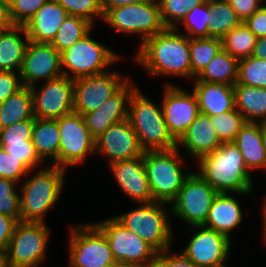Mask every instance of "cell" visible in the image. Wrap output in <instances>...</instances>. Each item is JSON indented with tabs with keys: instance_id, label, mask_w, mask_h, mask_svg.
Here are the masks:
<instances>
[{
	"instance_id": "1",
	"label": "cell",
	"mask_w": 266,
	"mask_h": 267,
	"mask_svg": "<svg viewBox=\"0 0 266 267\" xmlns=\"http://www.w3.org/2000/svg\"><path fill=\"white\" fill-rule=\"evenodd\" d=\"M133 59L150 76L191 78L190 38L175 28H166L140 43Z\"/></svg>"
},
{
	"instance_id": "2",
	"label": "cell",
	"mask_w": 266,
	"mask_h": 267,
	"mask_svg": "<svg viewBox=\"0 0 266 267\" xmlns=\"http://www.w3.org/2000/svg\"><path fill=\"white\" fill-rule=\"evenodd\" d=\"M197 163V173L218 193L246 196L252 193V172L233 142L222 143L215 151L200 157Z\"/></svg>"
},
{
	"instance_id": "3",
	"label": "cell",
	"mask_w": 266,
	"mask_h": 267,
	"mask_svg": "<svg viewBox=\"0 0 266 267\" xmlns=\"http://www.w3.org/2000/svg\"><path fill=\"white\" fill-rule=\"evenodd\" d=\"M65 173L66 169L50 164L20 185L21 222L46 223V213L63 193Z\"/></svg>"
},
{
	"instance_id": "4",
	"label": "cell",
	"mask_w": 266,
	"mask_h": 267,
	"mask_svg": "<svg viewBox=\"0 0 266 267\" xmlns=\"http://www.w3.org/2000/svg\"><path fill=\"white\" fill-rule=\"evenodd\" d=\"M128 121L144 152L177 148V141L168 131L161 105H156L139 88L130 97Z\"/></svg>"
},
{
	"instance_id": "5",
	"label": "cell",
	"mask_w": 266,
	"mask_h": 267,
	"mask_svg": "<svg viewBox=\"0 0 266 267\" xmlns=\"http://www.w3.org/2000/svg\"><path fill=\"white\" fill-rule=\"evenodd\" d=\"M179 149L143 153L147 179L155 202L170 205L191 173L185 174Z\"/></svg>"
},
{
	"instance_id": "6",
	"label": "cell",
	"mask_w": 266,
	"mask_h": 267,
	"mask_svg": "<svg viewBox=\"0 0 266 267\" xmlns=\"http://www.w3.org/2000/svg\"><path fill=\"white\" fill-rule=\"evenodd\" d=\"M167 205L155 201L140 203L135 209L114 217L159 253L173 246L174 234L168 218L172 214L171 209L166 210Z\"/></svg>"
},
{
	"instance_id": "7",
	"label": "cell",
	"mask_w": 266,
	"mask_h": 267,
	"mask_svg": "<svg viewBox=\"0 0 266 267\" xmlns=\"http://www.w3.org/2000/svg\"><path fill=\"white\" fill-rule=\"evenodd\" d=\"M113 49L104 46L90 36V32L71 47L61 52L63 75L76 80L91 75H98L108 70V66L120 59Z\"/></svg>"
},
{
	"instance_id": "8",
	"label": "cell",
	"mask_w": 266,
	"mask_h": 267,
	"mask_svg": "<svg viewBox=\"0 0 266 267\" xmlns=\"http://www.w3.org/2000/svg\"><path fill=\"white\" fill-rule=\"evenodd\" d=\"M103 21L117 32L124 33L125 37L138 34L142 38L141 43L167 28L162 21L157 0L109 9L104 13Z\"/></svg>"
},
{
	"instance_id": "9",
	"label": "cell",
	"mask_w": 266,
	"mask_h": 267,
	"mask_svg": "<svg viewBox=\"0 0 266 267\" xmlns=\"http://www.w3.org/2000/svg\"><path fill=\"white\" fill-rule=\"evenodd\" d=\"M68 267H106L115 262L110 244L94 223L70 227Z\"/></svg>"
},
{
	"instance_id": "10",
	"label": "cell",
	"mask_w": 266,
	"mask_h": 267,
	"mask_svg": "<svg viewBox=\"0 0 266 267\" xmlns=\"http://www.w3.org/2000/svg\"><path fill=\"white\" fill-rule=\"evenodd\" d=\"M46 223L18 222L7 248L10 267H39L50 238Z\"/></svg>"
},
{
	"instance_id": "11",
	"label": "cell",
	"mask_w": 266,
	"mask_h": 267,
	"mask_svg": "<svg viewBox=\"0 0 266 267\" xmlns=\"http://www.w3.org/2000/svg\"><path fill=\"white\" fill-rule=\"evenodd\" d=\"M217 194L196 171H192L176 199L169 205L172 216L178 217L190 227L201 226L205 223Z\"/></svg>"
},
{
	"instance_id": "12",
	"label": "cell",
	"mask_w": 266,
	"mask_h": 267,
	"mask_svg": "<svg viewBox=\"0 0 266 267\" xmlns=\"http://www.w3.org/2000/svg\"><path fill=\"white\" fill-rule=\"evenodd\" d=\"M94 224L108 239L116 261L127 262L137 267H149L154 261L158 252L123 226L114 216Z\"/></svg>"
},
{
	"instance_id": "13",
	"label": "cell",
	"mask_w": 266,
	"mask_h": 267,
	"mask_svg": "<svg viewBox=\"0 0 266 267\" xmlns=\"http://www.w3.org/2000/svg\"><path fill=\"white\" fill-rule=\"evenodd\" d=\"M60 131L58 167L67 169L95 153V139L82 115L72 112L57 119Z\"/></svg>"
},
{
	"instance_id": "14",
	"label": "cell",
	"mask_w": 266,
	"mask_h": 267,
	"mask_svg": "<svg viewBox=\"0 0 266 267\" xmlns=\"http://www.w3.org/2000/svg\"><path fill=\"white\" fill-rule=\"evenodd\" d=\"M130 78L117 71H106L74 80L73 112L87 114L100 108Z\"/></svg>"
},
{
	"instance_id": "15",
	"label": "cell",
	"mask_w": 266,
	"mask_h": 267,
	"mask_svg": "<svg viewBox=\"0 0 266 267\" xmlns=\"http://www.w3.org/2000/svg\"><path fill=\"white\" fill-rule=\"evenodd\" d=\"M42 83L31 87L34 117L59 119L73 112L74 80L62 75Z\"/></svg>"
},
{
	"instance_id": "16",
	"label": "cell",
	"mask_w": 266,
	"mask_h": 267,
	"mask_svg": "<svg viewBox=\"0 0 266 267\" xmlns=\"http://www.w3.org/2000/svg\"><path fill=\"white\" fill-rule=\"evenodd\" d=\"M195 230L182 249L189 260L199 267H226L230 254L231 239L204 226H191Z\"/></svg>"
},
{
	"instance_id": "17",
	"label": "cell",
	"mask_w": 266,
	"mask_h": 267,
	"mask_svg": "<svg viewBox=\"0 0 266 267\" xmlns=\"http://www.w3.org/2000/svg\"><path fill=\"white\" fill-rule=\"evenodd\" d=\"M161 109L172 137L178 141L200 113L193 91L182 89L173 83L163 88Z\"/></svg>"
},
{
	"instance_id": "18",
	"label": "cell",
	"mask_w": 266,
	"mask_h": 267,
	"mask_svg": "<svg viewBox=\"0 0 266 267\" xmlns=\"http://www.w3.org/2000/svg\"><path fill=\"white\" fill-rule=\"evenodd\" d=\"M20 77L24 87H33L37 81H49L63 75L61 69V53L52 44L29 41Z\"/></svg>"
},
{
	"instance_id": "19",
	"label": "cell",
	"mask_w": 266,
	"mask_h": 267,
	"mask_svg": "<svg viewBox=\"0 0 266 267\" xmlns=\"http://www.w3.org/2000/svg\"><path fill=\"white\" fill-rule=\"evenodd\" d=\"M95 152L105 156L108 164L141 157L144 153L128 119L111 125L98 137Z\"/></svg>"
},
{
	"instance_id": "20",
	"label": "cell",
	"mask_w": 266,
	"mask_h": 267,
	"mask_svg": "<svg viewBox=\"0 0 266 267\" xmlns=\"http://www.w3.org/2000/svg\"><path fill=\"white\" fill-rule=\"evenodd\" d=\"M130 78L97 110L83 115L87 129L96 140L111 125L128 119V105L132 93L138 88Z\"/></svg>"
},
{
	"instance_id": "21",
	"label": "cell",
	"mask_w": 266,
	"mask_h": 267,
	"mask_svg": "<svg viewBox=\"0 0 266 267\" xmlns=\"http://www.w3.org/2000/svg\"><path fill=\"white\" fill-rule=\"evenodd\" d=\"M120 190L137 203L154 202L143 156L109 164Z\"/></svg>"
},
{
	"instance_id": "22",
	"label": "cell",
	"mask_w": 266,
	"mask_h": 267,
	"mask_svg": "<svg viewBox=\"0 0 266 267\" xmlns=\"http://www.w3.org/2000/svg\"><path fill=\"white\" fill-rule=\"evenodd\" d=\"M221 145L209 115L201 112L177 141V148H184L196 161Z\"/></svg>"
},
{
	"instance_id": "23",
	"label": "cell",
	"mask_w": 266,
	"mask_h": 267,
	"mask_svg": "<svg viewBox=\"0 0 266 267\" xmlns=\"http://www.w3.org/2000/svg\"><path fill=\"white\" fill-rule=\"evenodd\" d=\"M68 15L56 0H48L24 25L29 41L51 44Z\"/></svg>"
},
{
	"instance_id": "24",
	"label": "cell",
	"mask_w": 266,
	"mask_h": 267,
	"mask_svg": "<svg viewBox=\"0 0 266 267\" xmlns=\"http://www.w3.org/2000/svg\"><path fill=\"white\" fill-rule=\"evenodd\" d=\"M199 111L209 116L235 109L234 87L225 83L192 80Z\"/></svg>"
},
{
	"instance_id": "25",
	"label": "cell",
	"mask_w": 266,
	"mask_h": 267,
	"mask_svg": "<svg viewBox=\"0 0 266 267\" xmlns=\"http://www.w3.org/2000/svg\"><path fill=\"white\" fill-rule=\"evenodd\" d=\"M230 194L218 193L216 195L202 226L220 232L231 239L230 232L242 222L243 212L237 198Z\"/></svg>"
},
{
	"instance_id": "26",
	"label": "cell",
	"mask_w": 266,
	"mask_h": 267,
	"mask_svg": "<svg viewBox=\"0 0 266 267\" xmlns=\"http://www.w3.org/2000/svg\"><path fill=\"white\" fill-rule=\"evenodd\" d=\"M233 143L242 154L246 167L251 170L266 169V151L260 123L246 122Z\"/></svg>"
},
{
	"instance_id": "27",
	"label": "cell",
	"mask_w": 266,
	"mask_h": 267,
	"mask_svg": "<svg viewBox=\"0 0 266 267\" xmlns=\"http://www.w3.org/2000/svg\"><path fill=\"white\" fill-rule=\"evenodd\" d=\"M28 43L25 26L14 25L7 29L0 38V71L19 73Z\"/></svg>"
},
{
	"instance_id": "28",
	"label": "cell",
	"mask_w": 266,
	"mask_h": 267,
	"mask_svg": "<svg viewBox=\"0 0 266 267\" xmlns=\"http://www.w3.org/2000/svg\"><path fill=\"white\" fill-rule=\"evenodd\" d=\"M31 141L44 161L49 160L58 167L60 131L57 119L35 117Z\"/></svg>"
},
{
	"instance_id": "29",
	"label": "cell",
	"mask_w": 266,
	"mask_h": 267,
	"mask_svg": "<svg viewBox=\"0 0 266 267\" xmlns=\"http://www.w3.org/2000/svg\"><path fill=\"white\" fill-rule=\"evenodd\" d=\"M235 108L247 122L266 121V89L242 84L234 86Z\"/></svg>"
},
{
	"instance_id": "30",
	"label": "cell",
	"mask_w": 266,
	"mask_h": 267,
	"mask_svg": "<svg viewBox=\"0 0 266 267\" xmlns=\"http://www.w3.org/2000/svg\"><path fill=\"white\" fill-rule=\"evenodd\" d=\"M29 119H35L31 88L23 87L0 104V129Z\"/></svg>"
},
{
	"instance_id": "31",
	"label": "cell",
	"mask_w": 266,
	"mask_h": 267,
	"mask_svg": "<svg viewBox=\"0 0 266 267\" xmlns=\"http://www.w3.org/2000/svg\"><path fill=\"white\" fill-rule=\"evenodd\" d=\"M239 60L222 49L194 79L234 86L238 79Z\"/></svg>"
},
{
	"instance_id": "32",
	"label": "cell",
	"mask_w": 266,
	"mask_h": 267,
	"mask_svg": "<svg viewBox=\"0 0 266 267\" xmlns=\"http://www.w3.org/2000/svg\"><path fill=\"white\" fill-rule=\"evenodd\" d=\"M209 37L222 38L241 21L227 0H209Z\"/></svg>"
},
{
	"instance_id": "33",
	"label": "cell",
	"mask_w": 266,
	"mask_h": 267,
	"mask_svg": "<svg viewBox=\"0 0 266 267\" xmlns=\"http://www.w3.org/2000/svg\"><path fill=\"white\" fill-rule=\"evenodd\" d=\"M223 49L222 39L190 38L191 78L194 80L209 64V62Z\"/></svg>"
},
{
	"instance_id": "34",
	"label": "cell",
	"mask_w": 266,
	"mask_h": 267,
	"mask_svg": "<svg viewBox=\"0 0 266 267\" xmlns=\"http://www.w3.org/2000/svg\"><path fill=\"white\" fill-rule=\"evenodd\" d=\"M93 25L94 24L86 18L68 15L59 27L51 44L61 53L89 32H92Z\"/></svg>"
},
{
	"instance_id": "35",
	"label": "cell",
	"mask_w": 266,
	"mask_h": 267,
	"mask_svg": "<svg viewBox=\"0 0 266 267\" xmlns=\"http://www.w3.org/2000/svg\"><path fill=\"white\" fill-rule=\"evenodd\" d=\"M221 39L223 49L240 60L252 56L257 37L241 22Z\"/></svg>"
},
{
	"instance_id": "36",
	"label": "cell",
	"mask_w": 266,
	"mask_h": 267,
	"mask_svg": "<svg viewBox=\"0 0 266 267\" xmlns=\"http://www.w3.org/2000/svg\"><path fill=\"white\" fill-rule=\"evenodd\" d=\"M210 18L209 0H205L201 5L192 8L175 29L179 30V25L182 24L187 31L185 35L189 38H207L209 37Z\"/></svg>"
},
{
	"instance_id": "37",
	"label": "cell",
	"mask_w": 266,
	"mask_h": 267,
	"mask_svg": "<svg viewBox=\"0 0 266 267\" xmlns=\"http://www.w3.org/2000/svg\"><path fill=\"white\" fill-rule=\"evenodd\" d=\"M236 83L266 89V60L254 56L240 59Z\"/></svg>"
},
{
	"instance_id": "38",
	"label": "cell",
	"mask_w": 266,
	"mask_h": 267,
	"mask_svg": "<svg viewBox=\"0 0 266 267\" xmlns=\"http://www.w3.org/2000/svg\"><path fill=\"white\" fill-rule=\"evenodd\" d=\"M209 117L222 143L233 142L240 129L247 122L236 108L230 112Z\"/></svg>"
},
{
	"instance_id": "39",
	"label": "cell",
	"mask_w": 266,
	"mask_h": 267,
	"mask_svg": "<svg viewBox=\"0 0 266 267\" xmlns=\"http://www.w3.org/2000/svg\"><path fill=\"white\" fill-rule=\"evenodd\" d=\"M162 21L167 28H175L186 14L205 0H157Z\"/></svg>"
},
{
	"instance_id": "40",
	"label": "cell",
	"mask_w": 266,
	"mask_h": 267,
	"mask_svg": "<svg viewBox=\"0 0 266 267\" xmlns=\"http://www.w3.org/2000/svg\"><path fill=\"white\" fill-rule=\"evenodd\" d=\"M18 182L0 178V214L21 222L20 194L15 189Z\"/></svg>"
},
{
	"instance_id": "41",
	"label": "cell",
	"mask_w": 266,
	"mask_h": 267,
	"mask_svg": "<svg viewBox=\"0 0 266 267\" xmlns=\"http://www.w3.org/2000/svg\"><path fill=\"white\" fill-rule=\"evenodd\" d=\"M69 15L88 19L93 24L95 19L103 20V10L100 0H56Z\"/></svg>"
},
{
	"instance_id": "42",
	"label": "cell",
	"mask_w": 266,
	"mask_h": 267,
	"mask_svg": "<svg viewBox=\"0 0 266 267\" xmlns=\"http://www.w3.org/2000/svg\"><path fill=\"white\" fill-rule=\"evenodd\" d=\"M8 154L20 160L30 171H34L44 160L39 156L32 141H25V144H0Z\"/></svg>"
},
{
	"instance_id": "43",
	"label": "cell",
	"mask_w": 266,
	"mask_h": 267,
	"mask_svg": "<svg viewBox=\"0 0 266 267\" xmlns=\"http://www.w3.org/2000/svg\"><path fill=\"white\" fill-rule=\"evenodd\" d=\"M34 119L17 122L0 129V144H25L32 140Z\"/></svg>"
},
{
	"instance_id": "44",
	"label": "cell",
	"mask_w": 266,
	"mask_h": 267,
	"mask_svg": "<svg viewBox=\"0 0 266 267\" xmlns=\"http://www.w3.org/2000/svg\"><path fill=\"white\" fill-rule=\"evenodd\" d=\"M48 0H9L14 25H25Z\"/></svg>"
},
{
	"instance_id": "45",
	"label": "cell",
	"mask_w": 266,
	"mask_h": 267,
	"mask_svg": "<svg viewBox=\"0 0 266 267\" xmlns=\"http://www.w3.org/2000/svg\"><path fill=\"white\" fill-rule=\"evenodd\" d=\"M30 171L20 160L12 157L2 147H0V178L10 179L18 182L25 176L28 177Z\"/></svg>"
},
{
	"instance_id": "46",
	"label": "cell",
	"mask_w": 266,
	"mask_h": 267,
	"mask_svg": "<svg viewBox=\"0 0 266 267\" xmlns=\"http://www.w3.org/2000/svg\"><path fill=\"white\" fill-rule=\"evenodd\" d=\"M149 267H199L183 253H173L171 248L157 253Z\"/></svg>"
},
{
	"instance_id": "47",
	"label": "cell",
	"mask_w": 266,
	"mask_h": 267,
	"mask_svg": "<svg viewBox=\"0 0 266 267\" xmlns=\"http://www.w3.org/2000/svg\"><path fill=\"white\" fill-rule=\"evenodd\" d=\"M23 87L19 73L13 71H0V104Z\"/></svg>"
},
{
	"instance_id": "48",
	"label": "cell",
	"mask_w": 266,
	"mask_h": 267,
	"mask_svg": "<svg viewBox=\"0 0 266 267\" xmlns=\"http://www.w3.org/2000/svg\"><path fill=\"white\" fill-rule=\"evenodd\" d=\"M238 19L245 22L254 12L259 10L266 0H227Z\"/></svg>"
},
{
	"instance_id": "49",
	"label": "cell",
	"mask_w": 266,
	"mask_h": 267,
	"mask_svg": "<svg viewBox=\"0 0 266 267\" xmlns=\"http://www.w3.org/2000/svg\"><path fill=\"white\" fill-rule=\"evenodd\" d=\"M243 23L257 38L266 36V4Z\"/></svg>"
},
{
	"instance_id": "50",
	"label": "cell",
	"mask_w": 266,
	"mask_h": 267,
	"mask_svg": "<svg viewBox=\"0 0 266 267\" xmlns=\"http://www.w3.org/2000/svg\"><path fill=\"white\" fill-rule=\"evenodd\" d=\"M17 223L14 218L0 214V249L7 250Z\"/></svg>"
},
{
	"instance_id": "51",
	"label": "cell",
	"mask_w": 266,
	"mask_h": 267,
	"mask_svg": "<svg viewBox=\"0 0 266 267\" xmlns=\"http://www.w3.org/2000/svg\"><path fill=\"white\" fill-rule=\"evenodd\" d=\"M145 1L148 0H100V5L103 10V13H105L107 10L118 6L143 3Z\"/></svg>"
},
{
	"instance_id": "52",
	"label": "cell",
	"mask_w": 266,
	"mask_h": 267,
	"mask_svg": "<svg viewBox=\"0 0 266 267\" xmlns=\"http://www.w3.org/2000/svg\"><path fill=\"white\" fill-rule=\"evenodd\" d=\"M0 25H14L9 8V0H0Z\"/></svg>"
},
{
	"instance_id": "53",
	"label": "cell",
	"mask_w": 266,
	"mask_h": 267,
	"mask_svg": "<svg viewBox=\"0 0 266 267\" xmlns=\"http://www.w3.org/2000/svg\"><path fill=\"white\" fill-rule=\"evenodd\" d=\"M252 56L266 60V36L257 38Z\"/></svg>"
},
{
	"instance_id": "54",
	"label": "cell",
	"mask_w": 266,
	"mask_h": 267,
	"mask_svg": "<svg viewBox=\"0 0 266 267\" xmlns=\"http://www.w3.org/2000/svg\"><path fill=\"white\" fill-rule=\"evenodd\" d=\"M0 267H10L7 250L0 249Z\"/></svg>"
},
{
	"instance_id": "55",
	"label": "cell",
	"mask_w": 266,
	"mask_h": 267,
	"mask_svg": "<svg viewBox=\"0 0 266 267\" xmlns=\"http://www.w3.org/2000/svg\"><path fill=\"white\" fill-rule=\"evenodd\" d=\"M262 219H263V229H264V232H263V237H264V241L266 242V197L264 199V202H263V205H262Z\"/></svg>"
},
{
	"instance_id": "56",
	"label": "cell",
	"mask_w": 266,
	"mask_h": 267,
	"mask_svg": "<svg viewBox=\"0 0 266 267\" xmlns=\"http://www.w3.org/2000/svg\"><path fill=\"white\" fill-rule=\"evenodd\" d=\"M106 267H137V266L127 262L115 261Z\"/></svg>"
},
{
	"instance_id": "57",
	"label": "cell",
	"mask_w": 266,
	"mask_h": 267,
	"mask_svg": "<svg viewBox=\"0 0 266 267\" xmlns=\"http://www.w3.org/2000/svg\"><path fill=\"white\" fill-rule=\"evenodd\" d=\"M260 123V128H261V133L263 137V143L266 151V121L264 122H259Z\"/></svg>"
},
{
	"instance_id": "58",
	"label": "cell",
	"mask_w": 266,
	"mask_h": 267,
	"mask_svg": "<svg viewBox=\"0 0 266 267\" xmlns=\"http://www.w3.org/2000/svg\"><path fill=\"white\" fill-rule=\"evenodd\" d=\"M12 26H14V25H0V38H1V36L3 35V33H4L7 29L11 28Z\"/></svg>"
}]
</instances>
